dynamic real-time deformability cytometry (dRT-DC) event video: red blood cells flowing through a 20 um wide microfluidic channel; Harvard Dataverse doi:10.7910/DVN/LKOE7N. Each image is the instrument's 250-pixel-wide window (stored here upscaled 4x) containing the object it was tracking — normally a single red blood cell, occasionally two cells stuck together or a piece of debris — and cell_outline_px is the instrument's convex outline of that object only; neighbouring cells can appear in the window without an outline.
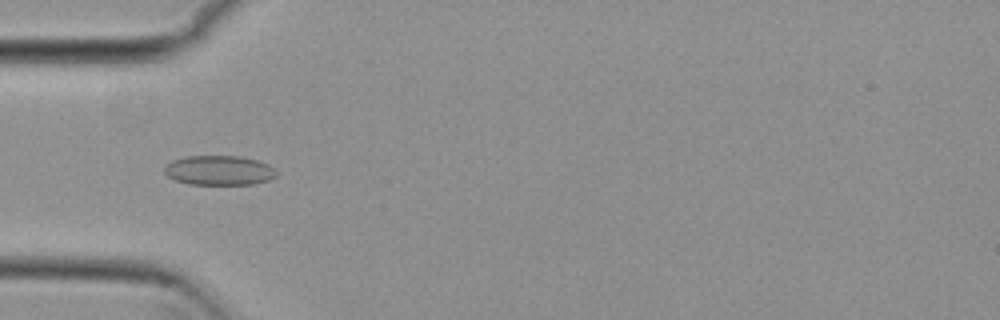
{"species": "common noctule bat (a hibernating species)", "species_latin": "Nyctalus noctula", "temperature_condition": "cold", "stored_images_in_passage": 54, "camera_frame_rate_fps": 3000, "um_per_image_px": 0.085, "animal": {"sex": "female", "body_mass_g": 29.2, "forearm_length_mm": 56.3}, "frame": {"image": 1, "passage_image": 17, "time_ms": 5.333, "image_size_px": [1000, 320], "cell_outline_px": [[276, 176], [268, 180], [256, 184], [188, 184], [176, 180], [168, 176], [164, 172], [164, 168], [172, 160], [184, 156], [240, 156], [256, 160], [268, 164], [276, 172]], "centroid_in_image_um": [18.61, 14.48], "position_along_channel_um": 66.4, "area_um2": 19.25}}
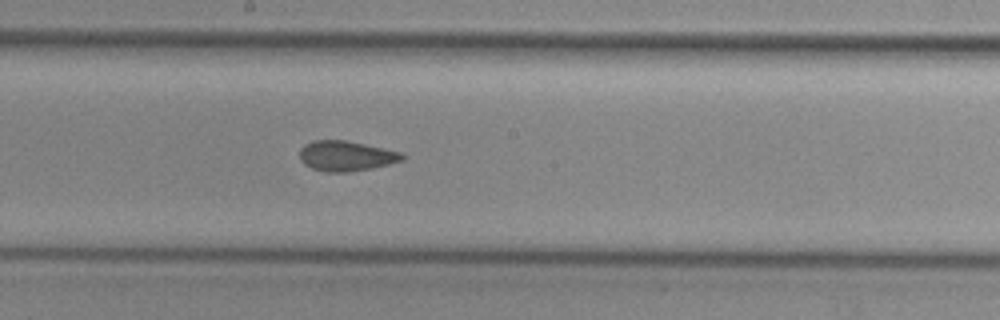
{"frame": {"image": 2, "passage_image": 29, "time_ms": 9.333, "image_size_px": [1000, 320], "cell_outline_px": [[404, 160], [372, 168], [348, 172], [324, 172], [312, 168], [304, 164], [300, 160], [300, 148], [304, 144], [312, 140], [344, 140], [384, 148], [400, 152], [404, 156]], "centroid_in_image_um": [29.38, 13.25], "position_along_channel_um": 218.8, "area_um2": 18.03}}
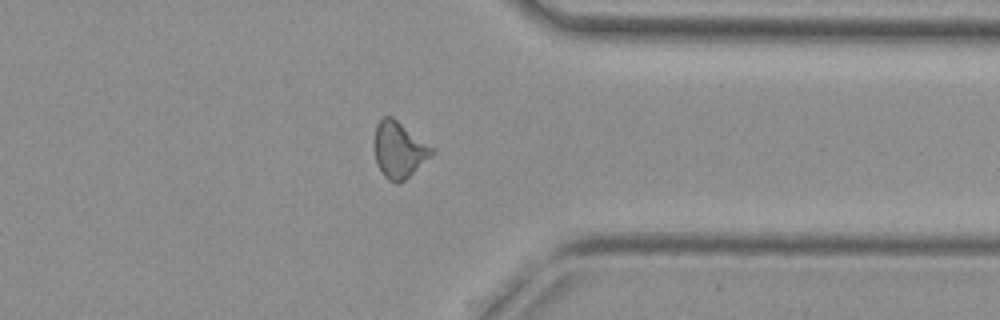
{"frame": {"image": 3, "passage_image": 42, "time_ms": 13.667, "image_size_px": [1000, 320], "cell_outline_px": [[436, 152], [400, 184], [396, 184], [388, 180], [384, 176], [376, 164], [372, 148], [372, 144], [376, 124], [384, 116], [392, 116], [436, 148]], "centroid_in_image_um": [33.9, 12.73], "position_along_channel_um": 377.5, "area_um2": 19.54}, "authors_computed_cell_mechanics": {"area_um2": 18.8139, "velocity_mm_per_s": 3.8142, "shape_relaxation_time_tau1_ms": null, "shape_relaxation_time_tau2_ms": 1.5795, "deformation_change_tau1": null, "deformation_change_tau2": 0.0704}}